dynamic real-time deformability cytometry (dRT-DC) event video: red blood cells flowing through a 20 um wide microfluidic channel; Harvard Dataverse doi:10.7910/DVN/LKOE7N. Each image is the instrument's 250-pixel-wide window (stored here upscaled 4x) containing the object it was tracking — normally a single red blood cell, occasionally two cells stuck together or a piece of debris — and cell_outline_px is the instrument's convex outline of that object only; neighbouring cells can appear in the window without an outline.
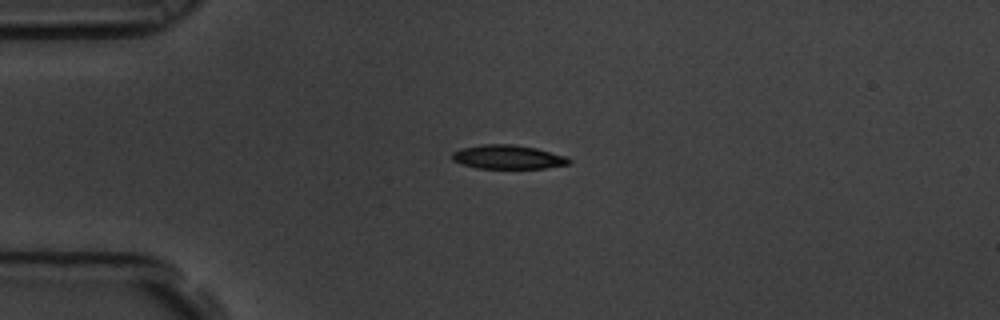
{"species": "common noctule bat (a hibernating species)", "species_latin": "Nyctalus noctula", "temperature_condition": "room temperature", "stored_images_in_passage": 4, "camera_frame_rate_fps": 3000, "um_per_image_px": 0.085, "animal": {"sex": "male", "body_mass_g": 19.5, "forearm_length_mm": 54.6}, "frame": {"image": 1, "passage_image": 3, "time_ms": 0.667, "image_size_px": [1000, 320], "cell_outline_px": [[572, 164], [544, 168], [476, 168], [460, 164], [452, 160], [452, 152], [460, 148], [484, 144], [512, 144], [536, 148], [568, 156], [572, 160]], "centroid_in_image_um": [43.19, 13.35], "position_along_channel_um": 41.8, "area_um2": 16.53}}